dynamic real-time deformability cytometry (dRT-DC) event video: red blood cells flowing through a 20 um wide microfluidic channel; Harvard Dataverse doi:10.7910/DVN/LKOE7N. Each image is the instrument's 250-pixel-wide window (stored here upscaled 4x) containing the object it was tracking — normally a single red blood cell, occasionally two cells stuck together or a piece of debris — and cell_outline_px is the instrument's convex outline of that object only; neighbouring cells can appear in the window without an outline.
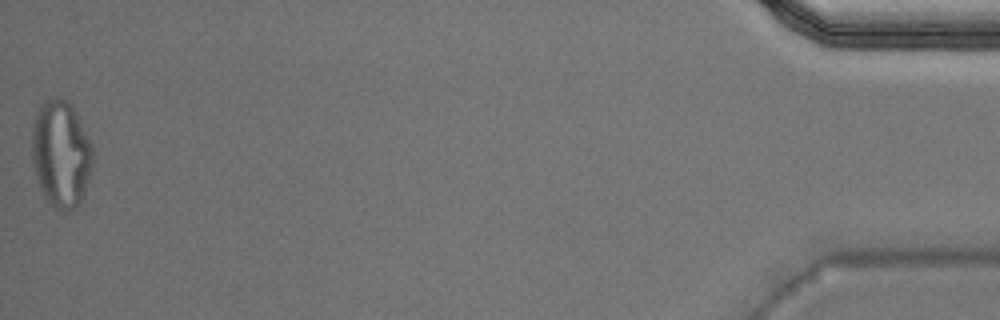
{"species": "Egyptian fruit bat (a non-hibernating species)", "species_latin": "Rousettus aegyptiacus", "temperature_condition": "warm", "stored_images_in_passage": 48, "camera_frame_rate_fps": 3000, "um_per_image_px": 0.085, "animal": {"sex": "male"}, "frame": {"image": 1, "passage_image": 48, "time_ms": 15.667, "image_size_px": [1000, 320], "cell_outline_px": [[92, 168], [84, 192], [80, 200], [68, 212], [64, 212], [56, 208], [44, 196], [36, 172], [32, 156], [32, 124], [40, 104], [44, 100], [56, 96], [72, 104], [76, 112], [92, 148]], "centroid_in_image_um": [5.17, 13.03], "position_along_channel_um": 430.0, "area_um2": 37.34}, "authors_computed_cell_mechanics": {"area_um2": 22.0218, "velocity_mm_per_s": 4.0302, "shape_relaxation_time_tau1_ms": 10.1993, "shape_relaxation_time_tau2_ms": 2.3662, "deformation_change_tau1": 0.3412, "deformation_change_tau2": 0.1287}}